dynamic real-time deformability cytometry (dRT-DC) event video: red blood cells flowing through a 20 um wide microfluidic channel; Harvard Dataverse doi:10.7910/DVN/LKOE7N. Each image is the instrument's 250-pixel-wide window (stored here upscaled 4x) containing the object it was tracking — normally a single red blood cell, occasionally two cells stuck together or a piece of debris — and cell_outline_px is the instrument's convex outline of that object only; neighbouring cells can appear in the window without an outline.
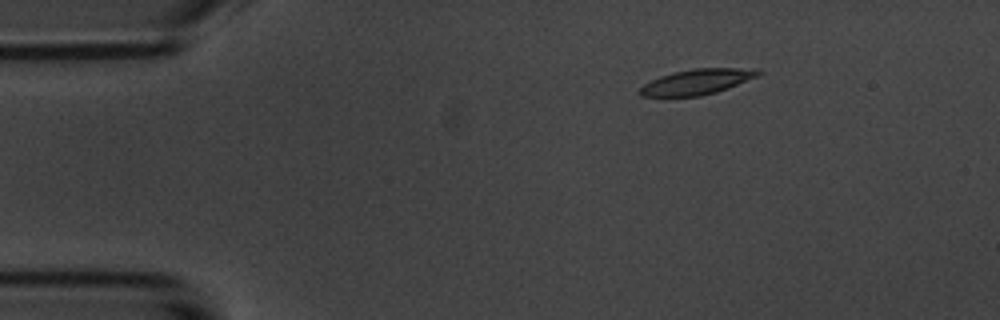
{"species": "common noctule bat (a hibernating species)", "species_latin": "Nyctalus noctula", "temperature_condition": "room temperature", "stored_images_in_passage": 4, "camera_frame_rate_fps": 3000, "um_per_image_px": 0.085, "animal": {"sex": "male", "body_mass_g": 20.1, "forearm_length_mm": 53.5}, "frame": {"image": 1, "passage_image": 1, "time_ms": 0.0, "image_size_px": [1000, 320], "cell_outline_px": [[764, 72], [760, 76], [716, 92], [700, 96], [640, 96], [636, 92], [644, 84], [660, 76], [672, 72], [692, 68], [760, 68]], "centroid_in_image_um": [59.29, 6.93], "position_along_channel_um": 25.7, "area_um2": 17.74}}